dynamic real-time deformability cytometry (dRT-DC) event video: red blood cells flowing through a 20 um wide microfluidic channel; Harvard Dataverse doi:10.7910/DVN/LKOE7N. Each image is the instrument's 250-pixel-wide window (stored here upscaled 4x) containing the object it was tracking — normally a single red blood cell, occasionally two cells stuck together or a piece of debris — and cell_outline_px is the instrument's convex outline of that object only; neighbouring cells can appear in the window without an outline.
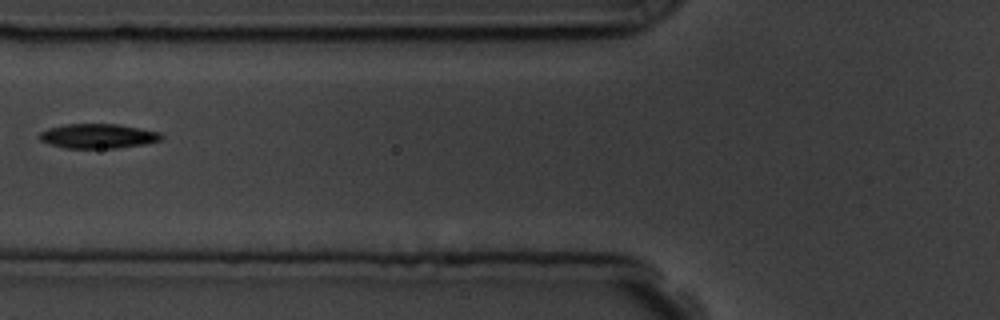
{"species": "common noctule bat (a hibernating species)", "species_latin": "Nyctalus noctula", "temperature_condition": "room temperature", "stored_images_in_passage": 7, "camera_frame_rate_fps": 3000, "um_per_image_px": 0.085, "animal": {"sex": "male", "body_mass_g": 19.5, "forearm_length_mm": 54.6}, "frame": {"image": 1, "passage_image": 7, "time_ms": 6.667, "image_size_px": [1000, 320], "cell_outline_px": [[164, 136], [160, 140], [144, 144], [116, 148], [68, 148], [52, 144], [40, 140], [40, 132], [48, 128], [64, 124], [116, 124], [160, 132]], "centroid_in_image_um": [8.34, 11.56], "position_along_channel_um": 117.5, "area_um2": 17.22}}